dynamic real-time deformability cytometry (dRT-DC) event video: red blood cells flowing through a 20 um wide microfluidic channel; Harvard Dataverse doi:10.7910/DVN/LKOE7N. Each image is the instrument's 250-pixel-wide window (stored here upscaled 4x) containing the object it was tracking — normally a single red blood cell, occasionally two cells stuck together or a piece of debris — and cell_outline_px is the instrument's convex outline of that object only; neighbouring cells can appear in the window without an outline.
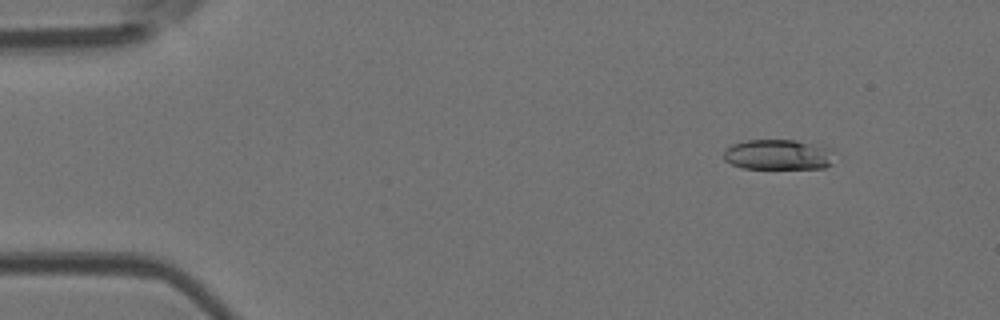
{"species": "Egyptian fruit bat (a non-hibernating species)", "species_latin": "Rousettus aegyptiacus", "temperature_condition": "room temperature", "stored_images_in_passage": 6, "camera_frame_rate_fps": 3000, "um_per_image_px": 0.085, "animal": {"sex": "female"}, "frame": {"image": 1, "passage_image": 2, "time_ms": 0.333, "image_size_px": [1000, 320], "cell_outline_px": [[832, 164], [824, 168], [744, 168], [732, 164], [724, 160], [724, 152], [732, 144], [744, 140], [796, 140], [832, 148]], "centroid_in_image_um": [66.16, 13.14], "position_along_channel_um": 18.8, "area_um2": 19.54}}
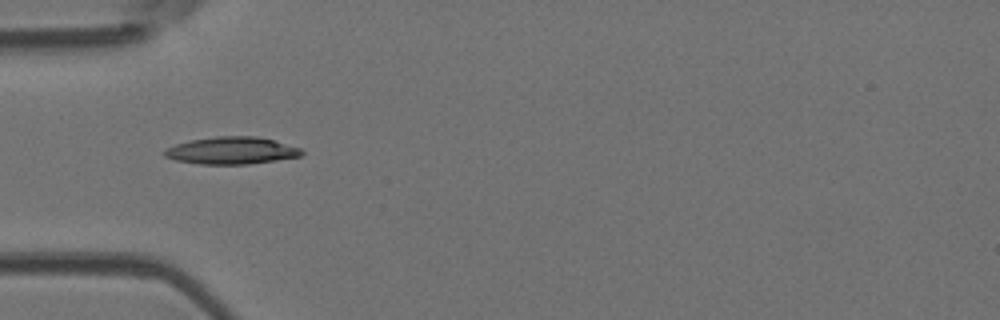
{"frame": {"image": 2, "passage_image": 5, "time_ms": 1.333, "image_size_px": [1000, 320], "cell_outline_px": [[304, 152], [300, 156], [276, 160], [248, 164], [200, 164], [176, 160], [164, 156], [160, 152], [176, 144], [188, 140], [216, 136], [256, 136], [272, 140], [300, 148]], "centroid_in_image_um": [19.64, 12.79], "position_along_channel_um": 65.4, "area_um2": 21.68}}
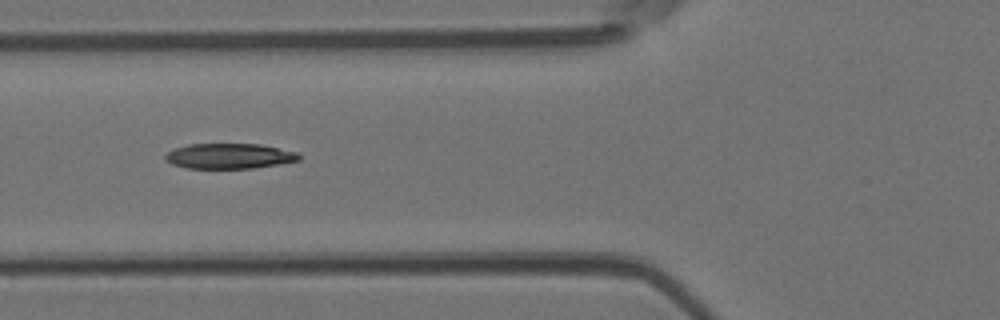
{"frame": {"image": 3, "passage_image": 6, "time_ms": 1.667, "image_size_px": [1000, 320], "cell_outline_px": [[300, 160], [280, 164], [252, 168], [188, 168], [172, 164], [164, 160], [164, 156], [168, 152], [176, 148], [188, 144], [260, 144], [296, 152], [300, 156]], "centroid_in_image_um": [19.48, 13.26], "position_along_channel_um": 106.3, "area_um2": 19.59}}